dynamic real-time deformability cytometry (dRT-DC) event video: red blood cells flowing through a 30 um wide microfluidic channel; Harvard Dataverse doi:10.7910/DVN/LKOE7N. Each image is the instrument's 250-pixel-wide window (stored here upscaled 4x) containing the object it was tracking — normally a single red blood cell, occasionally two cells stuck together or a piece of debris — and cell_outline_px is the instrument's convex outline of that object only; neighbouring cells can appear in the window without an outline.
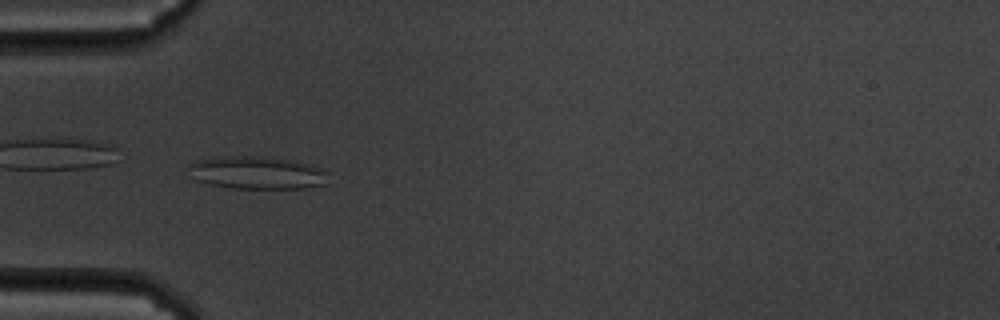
{"species": "common noctule bat (a hibernating species)", "species_latin": "Nyctalus noctula", "temperature_condition": "cold", "stored_images_in_passage": 42, "camera_frame_rate_fps": 3000, "um_per_image_px": 0.085, "animal": {"sex": "male", "body_mass_g": 19.5, "forearm_length_mm": 54.6}, "frame": {"image": 1, "passage_image": 1, "time_ms": 0.0, "image_size_px": [1000, 320], "cell_outline_px": [[328, 172], [324, 184], [304, 188], [232, 188], [212, 184], [196, 180], [188, 164], [196, 160], [216, 156], [268, 156], [308, 164], [320, 168]], "centroid_in_image_um": [21.83, 14.66], "position_along_channel_um": 63.2, "area_um2": 26.41}}
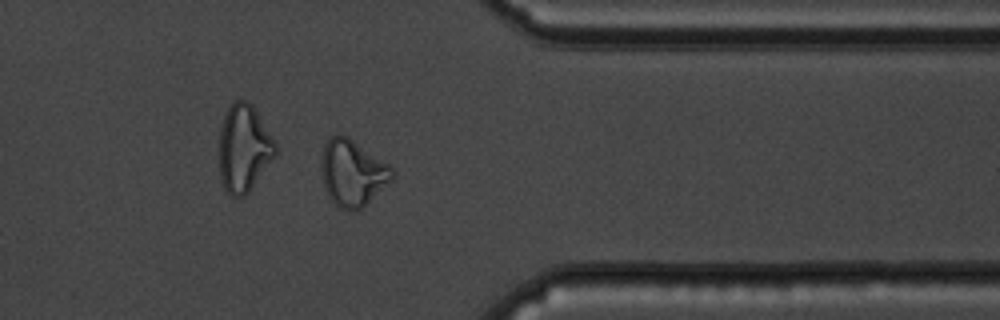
{"frame": {"image": 2, "passage_image": 30, "time_ms": 9.667, "image_size_px": [1000, 320], "cell_outline_px": [[396, 172], [392, 180], [356, 212], [348, 212], [340, 208], [328, 196], [324, 188], [320, 164], [324, 144], [336, 132], [348, 136], [388, 164]], "centroid_in_image_um": [29.94, 14.69], "position_along_channel_um": 381.5, "area_um2": 27.51}, "authors_computed_cell_mechanics": {"area_um2": 21.7039, "velocity_mm_per_s": 3.3906, "shape_relaxation_time_tau1_ms": null, "shape_relaxation_time_tau2_ms": 2.7247, "deformation_change_tau1": null, "deformation_change_tau2": 0.0871}}